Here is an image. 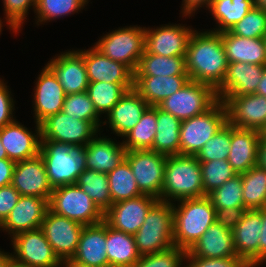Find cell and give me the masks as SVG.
Returning <instances> with one entry per match:
<instances>
[{
  "instance_id": "1",
  "label": "cell",
  "mask_w": 266,
  "mask_h": 267,
  "mask_svg": "<svg viewBox=\"0 0 266 267\" xmlns=\"http://www.w3.org/2000/svg\"><path fill=\"white\" fill-rule=\"evenodd\" d=\"M228 64L221 34L196 29L186 54V70L190 80L208 84L216 90L225 78Z\"/></svg>"
},
{
  "instance_id": "2",
  "label": "cell",
  "mask_w": 266,
  "mask_h": 267,
  "mask_svg": "<svg viewBox=\"0 0 266 267\" xmlns=\"http://www.w3.org/2000/svg\"><path fill=\"white\" fill-rule=\"evenodd\" d=\"M215 221V208L208 196L173 203L174 246L189 251Z\"/></svg>"
},
{
  "instance_id": "3",
  "label": "cell",
  "mask_w": 266,
  "mask_h": 267,
  "mask_svg": "<svg viewBox=\"0 0 266 267\" xmlns=\"http://www.w3.org/2000/svg\"><path fill=\"white\" fill-rule=\"evenodd\" d=\"M85 150L86 145L41 140L39 154L52 189L76 184L78 176L86 169Z\"/></svg>"
},
{
  "instance_id": "4",
  "label": "cell",
  "mask_w": 266,
  "mask_h": 267,
  "mask_svg": "<svg viewBox=\"0 0 266 267\" xmlns=\"http://www.w3.org/2000/svg\"><path fill=\"white\" fill-rule=\"evenodd\" d=\"M204 196L200 162L196 156H167L160 201L175 203Z\"/></svg>"
},
{
  "instance_id": "5",
  "label": "cell",
  "mask_w": 266,
  "mask_h": 267,
  "mask_svg": "<svg viewBox=\"0 0 266 267\" xmlns=\"http://www.w3.org/2000/svg\"><path fill=\"white\" fill-rule=\"evenodd\" d=\"M134 238L141 256L172 248L174 246L173 203L158 200L150 208Z\"/></svg>"
},
{
  "instance_id": "6",
  "label": "cell",
  "mask_w": 266,
  "mask_h": 267,
  "mask_svg": "<svg viewBox=\"0 0 266 267\" xmlns=\"http://www.w3.org/2000/svg\"><path fill=\"white\" fill-rule=\"evenodd\" d=\"M93 46L108 58L123 63L135 72L145 51V27H119L100 36Z\"/></svg>"
},
{
  "instance_id": "7",
  "label": "cell",
  "mask_w": 266,
  "mask_h": 267,
  "mask_svg": "<svg viewBox=\"0 0 266 267\" xmlns=\"http://www.w3.org/2000/svg\"><path fill=\"white\" fill-rule=\"evenodd\" d=\"M227 123L224 103L218 100L202 114L181 121L180 154L196 156L201 148Z\"/></svg>"
},
{
  "instance_id": "8",
  "label": "cell",
  "mask_w": 266,
  "mask_h": 267,
  "mask_svg": "<svg viewBox=\"0 0 266 267\" xmlns=\"http://www.w3.org/2000/svg\"><path fill=\"white\" fill-rule=\"evenodd\" d=\"M48 207L51 212L77 221L84 226L104 220V213L89 195L76 184L53 189Z\"/></svg>"
},
{
  "instance_id": "9",
  "label": "cell",
  "mask_w": 266,
  "mask_h": 267,
  "mask_svg": "<svg viewBox=\"0 0 266 267\" xmlns=\"http://www.w3.org/2000/svg\"><path fill=\"white\" fill-rule=\"evenodd\" d=\"M218 100L216 90L212 86L190 80L157 106L180 121H184L202 114Z\"/></svg>"
},
{
  "instance_id": "10",
  "label": "cell",
  "mask_w": 266,
  "mask_h": 267,
  "mask_svg": "<svg viewBox=\"0 0 266 267\" xmlns=\"http://www.w3.org/2000/svg\"><path fill=\"white\" fill-rule=\"evenodd\" d=\"M13 263L22 267H60L55 254L41 228L21 232L10 240Z\"/></svg>"
},
{
  "instance_id": "11",
  "label": "cell",
  "mask_w": 266,
  "mask_h": 267,
  "mask_svg": "<svg viewBox=\"0 0 266 267\" xmlns=\"http://www.w3.org/2000/svg\"><path fill=\"white\" fill-rule=\"evenodd\" d=\"M128 161L140 192L158 200L161 197L167 156L152 150H130Z\"/></svg>"
},
{
  "instance_id": "12",
  "label": "cell",
  "mask_w": 266,
  "mask_h": 267,
  "mask_svg": "<svg viewBox=\"0 0 266 267\" xmlns=\"http://www.w3.org/2000/svg\"><path fill=\"white\" fill-rule=\"evenodd\" d=\"M100 130L90 121L76 120L62 111L40 123L41 140L87 145Z\"/></svg>"
},
{
  "instance_id": "13",
  "label": "cell",
  "mask_w": 266,
  "mask_h": 267,
  "mask_svg": "<svg viewBox=\"0 0 266 267\" xmlns=\"http://www.w3.org/2000/svg\"><path fill=\"white\" fill-rule=\"evenodd\" d=\"M153 27H145V50L148 53L186 56L190 38L196 28L183 23H167Z\"/></svg>"
},
{
  "instance_id": "14",
  "label": "cell",
  "mask_w": 266,
  "mask_h": 267,
  "mask_svg": "<svg viewBox=\"0 0 266 267\" xmlns=\"http://www.w3.org/2000/svg\"><path fill=\"white\" fill-rule=\"evenodd\" d=\"M56 76L65 94L87 91L89 80L84 49H68L51 57L45 64Z\"/></svg>"
},
{
  "instance_id": "15",
  "label": "cell",
  "mask_w": 266,
  "mask_h": 267,
  "mask_svg": "<svg viewBox=\"0 0 266 267\" xmlns=\"http://www.w3.org/2000/svg\"><path fill=\"white\" fill-rule=\"evenodd\" d=\"M222 102L229 125L259 132L266 126V97L253 93L227 96Z\"/></svg>"
},
{
  "instance_id": "16",
  "label": "cell",
  "mask_w": 266,
  "mask_h": 267,
  "mask_svg": "<svg viewBox=\"0 0 266 267\" xmlns=\"http://www.w3.org/2000/svg\"><path fill=\"white\" fill-rule=\"evenodd\" d=\"M83 224L47 210L41 229L59 259L72 258L76 252Z\"/></svg>"
},
{
  "instance_id": "17",
  "label": "cell",
  "mask_w": 266,
  "mask_h": 267,
  "mask_svg": "<svg viewBox=\"0 0 266 267\" xmlns=\"http://www.w3.org/2000/svg\"><path fill=\"white\" fill-rule=\"evenodd\" d=\"M157 201V198L142 194L116 202L104 213V221L117 231L134 235L144 223L150 208Z\"/></svg>"
},
{
  "instance_id": "18",
  "label": "cell",
  "mask_w": 266,
  "mask_h": 267,
  "mask_svg": "<svg viewBox=\"0 0 266 267\" xmlns=\"http://www.w3.org/2000/svg\"><path fill=\"white\" fill-rule=\"evenodd\" d=\"M39 73L32 93V112H34L32 116L34 122L38 124L62 111L66 96L56 76L46 65Z\"/></svg>"
},
{
  "instance_id": "19",
  "label": "cell",
  "mask_w": 266,
  "mask_h": 267,
  "mask_svg": "<svg viewBox=\"0 0 266 267\" xmlns=\"http://www.w3.org/2000/svg\"><path fill=\"white\" fill-rule=\"evenodd\" d=\"M35 129L26 127L18 119L0 128V138L8 159L18 162L39 154L41 144L40 124Z\"/></svg>"
},
{
  "instance_id": "20",
  "label": "cell",
  "mask_w": 266,
  "mask_h": 267,
  "mask_svg": "<svg viewBox=\"0 0 266 267\" xmlns=\"http://www.w3.org/2000/svg\"><path fill=\"white\" fill-rule=\"evenodd\" d=\"M48 207V200L35 196H20L9 216L0 225V231L12 238L15 235L41 228Z\"/></svg>"
},
{
  "instance_id": "21",
  "label": "cell",
  "mask_w": 266,
  "mask_h": 267,
  "mask_svg": "<svg viewBox=\"0 0 266 267\" xmlns=\"http://www.w3.org/2000/svg\"><path fill=\"white\" fill-rule=\"evenodd\" d=\"M11 185L22 196H35L49 201L53 191L49 184L46 168L40 154L16 162Z\"/></svg>"
},
{
  "instance_id": "22",
  "label": "cell",
  "mask_w": 266,
  "mask_h": 267,
  "mask_svg": "<svg viewBox=\"0 0 266 267\" xmlns=\"http://www.w3.org/2000/svg\"><path fill=\"white\" fill-rule=\"evenodd\" d=\"M84 62L89 82L119 83L127 90L134 87V72L123 63L103 55L94 46L84 49Z\"/></svg>"
},
{
  "instance_id": "23",
  "label": "cell",
  "mask_w": 266,
  "mask_h": 267,
  "mask_svg": "<svg viewBox=\"0 0 266 267\" xmlns=\"http://www.w3.org/2000/svg\"><path fill=\"white\" fill-rule=\"evenodd\" d=\"M147 102L134 89L127 90L119 102L103 118V126H108L115 137L122 139L138 124L145 110ZM121 137V138H119Z\"/></svg>"
},
{
  "instance_id": "24",
  "label": "cell",
  "mask_w": 266,
  "mask_h": 267,
  "mask_svg": "<svg viewBox=\"0 0 266 267\" xmlns=\"http://www.w3.org/2000/svg\"><path fill=\"white\" fill-rule=\"evenodd\" d=\"M263 72L264 65L244 62L229 63L225 78L216 89L217 98L223 101L227 96L256 93Z\"/></svg>"
},
{
  "instance_id": "25",
  "label": "cell",
  "mask_w": 266,
  "mask_h": 267,
  "mask_svg": "<svg viewBox=\"0 0 266 267\" xmlns=\"http://www.w3.org/2000/svg\"><path fill=\"white\" fill-rule=\"evenodd\" d=\"M102 132L86 145V169L107 174L125 160L127 150L122 141L103 135Z\"/></svg>"
},
{
  "instance_id": "26",
  "label": "cell",
  "mask_w": 266,
  "mask_h": 267,
  "mask_svg": "<svg viewBox=\"0 0 266 267\" xmlns=\"http://www.w3.org/2000/svg\"><path fill=\"white\" fill-rule=\"evenodd\" d=\"M262 218L258 210H246L233 229L234 248L239 258L259 267V238Z\"/></svg>"
},
{
  "instance_id": "27",
  "label": "cell",
  "mask_w": 266,
  "mask_h": 267,
  "mask_svg": "<svg viewBox=\"0 0 266 267\" xmlns=\"http://www.w3.org/2000/svg\"><path fill=\"white\" fill-rule=\"evenodd\" d=\"M105 245L106 222L85 225L72 259L90 267H110Z\"/></svg>"
},
{
  "instance_id": "28",
  "label": "cell",
  "mask_w": 266,
  "mask_h": 267,
  "mask_svg": "<svg viewBox=\"0 0 266 267\" xmlns=\"http://www.w3.org/2000/svg\"><path fill=\"white\" fill-rule=\"evenodd\" d=\"M261 132L235 128L231 125V148L228 162L236 174L246 173L258 165V146Z\"/></svg>"
},
{
  "instance_id": "29",
  "label": "cell",
  "mask_w": 266,
  "mask_h": 267,
  "mask_svg": "<svg viewBox=\"0 0 266 267\" xmlns=\"http://www.w3.org/2000/svg\"><path fill=\"white\" fill-rule=\"evenodd\" d=\"M186 256L197 258L238 257L234 248L233 230L227 229L215 221L187 251Z\"/></svg>"
},
{
  "instance_id": "30",
  "label": "cell",
  "mask_w": 266,
  "mask_h": 267,
  "mask_svg": "<svg viewBox=\"0 0 266 267\" xmlns=\"http://www.w3.org/2000/svg\"><path fill=\"white\" fill-rule=\"evenodd\" d=\"M189 81V75L134 76L133 88L149 106H157Z\"/></svg>"
},
{
  "instance_id": "31",
  "label": "cell",
  "mask_w": 266,
  "mask_h": 267,
  "mask_svg": "<svg viewBox=\"0 0 266 267\" xmlns=\"http://www.w3.org/2000/svg\"><path fill=\"white\" fill-rule=\"evenodd\" d=\"M220 34L228 63L266 64L264 38H244L229 31Z\"/></svg>"
},
{
  "instance_id": "32",
  "label": "cell",
  "mask_w": 266,
  "mask_h": 267,
  "mask_svg": "<svg viewBox=\"0 0 266 267\" xmlns=\"http://www.w3.org/2000/svg\"><path fill=\"white\" fill-rule=\"evenodd\" d=\"M105 246L110 267H133L141 257L134 235L117 231L107 223Z\"/></svg>"
},
{
  "instance_id": "33",
  "label": "cell",
  "mask_w": 266,
  "mask_h": 267,
  "mask_svg": "<svg viewBox=\"0 0 266 267\" xmlns=\"http://www.w3.org/2000/svg\"><path fill=\"white\" fill-rule=\"evenodd\" d=\"M157 129L152 151L166 156L180 154L181 121L156 106Z\"/></svg>"
},
{
  "instance_id": "34",
  "label": "cell",
  "mask_w": 266,
  "mask_h": 267,
  "mask_svg": "<svg viewBox=\"0 0 266 267\" xmlns=\"http://www.w3.org/2000/svg\"><path fill=\"white\" fill-rule=\"evenodd\" d=\"M254 7V0H212L206 11L213 16L211 18L216 22V28L207 30L216 33L229 31Z\"/></svg>"
},
{
  "instance_id": "35",
  "label": "cell",
  "mask_w": 266,
  "mask_h": 267,
  "mask_svg": "<svg viewBox=\"0 0 266 267\" xmlns=\"http://www.w3.org/2000/svg\"><path fill=\"white\" fill-rule=\"evenodd\" d=\"M188 75L186 56H162L146 50L139 60L134 76Z\"/></svg>"
},
{
  "instance_id": "36",
  "label": "cell",
  "mask_w": 266,
  "mask_h": 267,
  "mask_svg": "<svg viewBox=\"0 0 266 267\" xmlns=\"http://www.w3.org/2000/svg\"><path fill=\"white\" fill-rule=\"evenodd\" d=\"M157 129L156 106H149L140 121L121 140L127 151L152 150Z\"/></svg>"
},
{
  "instance_id": "37",
  "label": "cell",
  "mask_w": 266,
  "mask_h": 267,
  "mask_svg": "<svg viewBox=\"0 0 266 267\" xmlns=\"http://www.w3.org/2000/svg\"><path fill=\"white\" fill-rule=\"evenodd\" d=\"M87 6L84 0H36L34 24L38 28L56 19L79 14L83 9L86 11Z\"/></svg>"
},
{
  "instance_id": "38",
  "label": "cell",
  "mask_w": 266,
  "mask_h": 267,
  "mask_svg": "<svg viewBox=\"0 0 266 267\" xmlns=\"http://www.w3.org/2000/svg\"><path fill=\"white\" fill-rule=\"evenodd\" d=\"M242 196L247 210L266 207V169L256 165L241 174Z\"/></svg>"
},
{
  "instance_id": "39",
  "label": "cell",
  "mask_w": 266,
  "mask_h": 267,
  "mask_svg": "<svg viewBox=\"0 0 266 267\" xmlns=\"http://www.w3.org/2000/svg\"><path fill=\"white\" fill-rule=\"evenodd\" d=\"M107 177L112 204L142 195L126 159L114 170L107 173Z\"/></svg>"
},
{
  "instance_id": "40",
  "label": "cell",
  "mask_w": 266,
  "mask_h": 267,
  "mask_svg": "<svg viewBox=\"0 0 266 267\" xmlns=\"http://www.w3.org/2000/svg\"><path fill=\"white\" fill-rule=\"evenodd\" d=\"M76 185L89 195L103 213L111 207L112 199L106 173L85 169L78 176Z\"/></svg>"
},
{
  "instance_id": "41",
  "label": "cell",
  "mask_w": 266,
  "mask_h": 267,
  "mask_svg": "<svg viewBox=\"0 0 266 267\" xmlns=\"http://www.w3.org/2000/svg\"><path fill=\"white\" fill-rule=\"evenodd\" d=\"M94 108L102 118L119 102L127 89L119 83L89 82L87 91ZM104 117H103V116Z\"/></svg>"
},
{
  "instance_id": "42",
  "label": "cell",
  "mask_w": 266,
  "mask_h": 267,
  "mask_svg": "<svg viewBox=\"0 0 266 267\" xmlns=\"http://www.w3.org/2000/svg\"><path fill=\"white\" fill-rule=\"evenodd\" d=\"M62 112L76 120L90 121L100 131L102 130V118L98 115L89 94L81 93L67 94L64 99Z\"/></svg>"
},
{
  "instance_id": "43",
  "label": "cell",
  "mask_w": 266,
  "mask_h": 267,
  "mask_svg": "<svg viewBox=\"0 0 266 267\" xmlns=\"http://www.w3.org/2000/svg\"><path fill=\"white\" fill-rule=\"evenodd\" d=\"M204 196L222 186L227 180L236 176L228 160L200 162Z\"/></svg>"
},
{
  "instance_id": "44",
  "label": "cell",
  "mask_w": 266,
  "mask_h": 267,
  "mask_svg": "<svg viewBox=\"0 0 266 267\" xmlns=\"http://www.w3.org/2000/svg\"><path fill=\"white\" fill-rule=\"evenodd\" d=\"M242 190L241 174H237L207 196L214 208L245 207Z\"/></svg>"
},
{
  "instance_id": "45",
  "label": "cell",
  "mask_w": 266,
  "mask_h": 267,
  "mask_svg": "<svg viewBox=\"0 0 266 267\" xmlns=\"http://www.w3.org/2000/svg\"><path fill=\"white\" fill-rule=\"evenodd\" d=\"M231 146V125L228 123L217 132L196 155L199 162L227 160Z\"/></svg>"
},
{
  "instance_id": "46",
  "label": "cell",
  "mask_w": 266,
  "mask_h": 267,
  "mask_svg": "<svg viewBox=\"0 0 266 267\" xmlns=\"http://www.w3.org/2000/svg\"><path fill=\"white\" fill-rule=\"evenodd\" d=\"M229 32L244 38H263L266 34V11L254 7Z\"/></svg>"
},
{
  "instance_id": "47",
  "label": "cell",
  "mask_w": 266,
  "mask_h": 267,
  "mask_svg": "<svg viewBox=\"0 0 266 267\" xmlns=\"http://www.w3.org/2000/svg\"><path fill=\"white\" fill-rule=\"evenodd\" d=\"M186 250L173 246L154 254L143 255L133 267H184Z\"/></svg>"
},
{
  "instance_id": "48",
  "label": "cell",
  "mask_w": 266,
  "mask_h": 267,
  "mask_svg": "<svg viewBox=\"0 0 266 267\" xmlns=\"http://www.w3.org/2000/svg\"><path fill=\"white\" fill-rule=\"evenodd\" d=\"M3 18L21 33L30 9L35 11L36 0H2Z\"/></svg>"
},
{
  "instance_id": "49",
  "label": "cell",
  "mask_w": 266,
  "mask_h": 267,
  "mask_svg": "<svg viewBox=\"0 0 266 267\" xmlns=\"http://www.w3.org/2000/svg\"><path fill=\"white\" fill-rule=\"evenodd\" d=\"M184 267H252L246 260L239 257L230 258H197L186 256Z\"/></svg>"
},
{
  "instance_id": "50",
  "label": "cell",
  "mask_w": 266,
  "mask_h": 267,
  "mask_svg": "<svg viewBox=\"0 0 266 267\" xmlns=\"http://www.w3.org/2000/svg\"><path fill=\"white\" fill-rule=\"evenodd\" d=\"M8 82L0 77V128L16 120L15 115V98L13 97ZM10 88V89H9ZM14 114V115H13Z\"/></svg>"
},
{
  "instance_id": "51",
  "label": "cell",
  "mask_w": 266,
  "mask_h": 267,
  "mask_svg": "<svg viewBox=\"0 0 266 267\" xmlns=\"http://www.w3.org/2000/svg\"><path fill=\"white\" fill-rule=\"evenodd\" d=\"M20 196V193L11 184L0 188V225L9 216Z\"/></svg>"
},
{
  "instance_id": "52",
  "label": "cell",
  "mask_w": 266,
  "mask_h": 267,
  "mask_svg": "<svg viewBox=\"0 0 266 267\" xmlns=\"http://www.w3.org/2000/svg\"><path fill=\"white\" fill-rule=\"evenodd\" d=\"M247 209L245 207L215 208L216 222L233 230Z\"/></svg>"
},
{
  "instance_id": "53",
  "label": "cell",
  "mask_w": 266,
  "mask_h": 267,
  "mask_svg": "<svg viewBox=\"0 0 266 267\" xmlns=\"http://www.w3.org/2000/svg\"><path fill=\"white\" fill-rule=\"evenodd\" d=\"M212 0H182L181 3V9L180 13L182 19L185 17V19L189 18L191 19L192 16L195 17V13L197 15V11L203 8L204 10H207L211 4ZM191 17V18H190Z\"/></svg>"
},
{
  "instance_id": "54",
  "label": "cell",
  "mask_w": 266,
  "mask_h": 267,
  "mask_svg": "<svg viewBox=\"0 0 266 267\" xmlns=\"http://www.w3.org/2000/svg\"><path fill=\"white\" fill-rule=\"evenodd\" d=\"M262 218V228L259 238V267L266 264V207L257 209Z\"/></svg>"
},
{
  "instance_id": "55",
  "label": "cell",
  "mask_w": 266,
  "mask_h": 267,
  "mask_svg": "<svg viewBox=\"0 0 266 267\" xmlns=\"http://www.w3.org/2000/svg\"><path fill=\"white\" fill-rule=\"evenodd\" d=\"M16 162L10 159L0 160V188L11 184Z\"/></svg>"
},
{
  "instance_id": "56",
  "label": "cell",
  "mask_w": 266,
  "mask_h": 267,
  "mask_svg": "<svg viewBox=\"0 0 266 267\" xmlns=\"http://www.w3.org/2000/svg\"><path fill=\"white\" fill-rule=\"evenodd\" d=\"M258 165L266 169V138H260L258 146Z\"/></svg>"
},
{
  "instance_id": "57",
  "label": "cell",
  "mask_w": 266,
  "mask_h": 267,
  "mask_svg": "<svg viewBox=\"0 0 266 267\" xmlns=\"http://www.w3.org/2000/svg\"><path fill=\"white\" fill-rule=\"evenodd\" d=\"M12 262V254L0 248V267H9Z\"/></svg>"
},
{
  "instance_id": "58",
  "label": "cell",
  "mask_w": 266,
  "mask_h": 267,
  "mask_svg": "<svg viewBox=\"0 0 266 267\" xmlns=\"http://www.w3.org/2000/svg\"><path fill=\"white\" fill-rule=\"evenodd\" d=\"M256 94L266 97V64L264 65V72L259 82Z\"/></svg>"
},
{
  "instance_id": "59",
  "label": "cell",
  "mask_w": 266,
  "mask_h": 267,
  "mask_svg": "<svg viewBox=\"0 0 266 267\" xmlns=\"http://www.w3.org/2000/svg\"><path fill=\"white\" fill-rule=\"evenodd\" d=\"M60 267H90V266L78 263L72 258H69V259L62 260Z\"/></svg>"
},
{
  "instance_id": "60",
  "label": "cell",
  "mask_w": 266,
  "mask_h": 267,
  "mask_svg": "<svg viewBox=\"0 0 266 267\" xmlns=\"http://www.w3.org/2000/svg\"><path fill=\"white\" fill-rule=\"evenodd\" d=\"M6 21V22H5ZM4 22V23H3ZM6 23V24H5ZM6 25V28H8L11 32V34L13 33V35H15L17 37L16 34H19V32L7 21V20H4L2 21L1 20V17H0V35L2 34V29H4L3 27ZM8 26V27H7Z\"/></svg>"
},
{
  "instance_id": "61",
  "label": "cell",
  "mask_w": 266,
  "mask_h": 267,
  "mask_svg": "<svg viewBox=\"0 0 266 267\" xmlns=\"http://www.w3.org/2000/svg\"><path fill=\"white\" fill-rule=\"evenodd\" d=\"M255 7L266 11V0H254Z\"/></svg>"
},
{
  "instance_id": "62",
  "label": "cell",
  "mask_w": 266,
  "mask_h": 267,
  "mask_svg": "<svg viewBox=\"0 0 266 267\" xmlns=\"http://www.w3.org/2000/svg\"><path fill=\"white\" fill-rule=\"evenodd\" d=\"M1 159H8V157H7L6 150L3 147L2 142H1V138H0V160Z\"/></svg>"
},
{
  "instance_id": "63",
  "label": "cell",
  "mask_w": 266,
  "mask_h": 267,
  "mask_svg": "<svg viewBox=\"0 0 266 267\" xmlns=\"http://www.w3.org/2000/svg\"><path fill=\"white\" fill-rule=\"evenodd\" d=\"M261 137H262V138H266V126H265L264 129L261 131Z\"/></svg>"
},
{
  "instance_id": "64",
  "label": "cell",
  "mask_w": 266,
  "mask_h": 267,
  "mask_svg": "<svg viewBox=\"0 0 266 267\" xmlns=\"http://www.w3.org/2000/svg\"><path fill=\"white\" fill-rule=\"evenodd\" d=\"M9 267H22V266L16 265L15 263L12 262V264Z\"/></svg>"
},
{
  "instance_id": "65",
  "label": "cell",
  "mask_w": 266,
  "mask_h": 267,
  "mask_svg": "<svg viewBox=\"0 0 266 267\" xmlns=\"http://www.w3.org/2000/svg\"><path fill=\"white\" fill-rule=\"evenodd\" d=\"M263 38H264V45H265V51H266V34Z\"/></svg>"
},
{
  "instance_id": "66",
  "label": "cell",
  "mask_w": 266,
  "mask_h": 267,
  "mask_svg": "<svg viewBox=\"0 0 266 267\" xmlns=\"http://www.w3.org/2000/svg\"><path fill=\"white\" fill-rule=\"evenodd\" d=\"M87 4H89V2L91 1V0H84Z\"/></svg>"
}]
</instances>
